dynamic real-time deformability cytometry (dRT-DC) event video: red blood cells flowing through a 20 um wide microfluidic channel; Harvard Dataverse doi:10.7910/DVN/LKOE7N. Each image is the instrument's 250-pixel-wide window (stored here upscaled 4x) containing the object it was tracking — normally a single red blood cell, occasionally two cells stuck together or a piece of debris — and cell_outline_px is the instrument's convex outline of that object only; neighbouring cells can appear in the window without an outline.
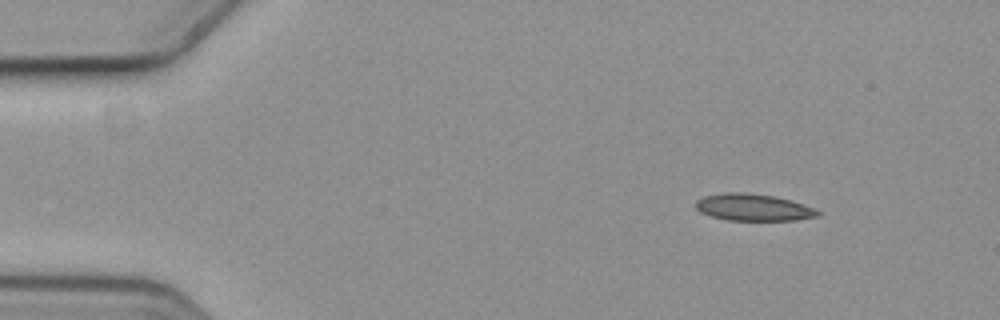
{"species": "common noctule bat (a hibernating species)", "species_latin": "Nyctalus noctula", "temperature_condition": "cold", "stored_images_in_passage": 9, "camera_frame_rate_fps": 3000, "um_per_image_px": 0.085, "animal": {"sex": "female", "body_mass_g": 19.3, "forearm_length_mm": 54.1}, "frame": {"image": 1, "passage_image": 1, "time_ms": 0.0, "image_size_px": [1000, 320], "cell_outline_px": [[820, 216], [796, 220], [728, 220], [712, 216], [700, 212], [696, 208], [696, 200], [704, 196], [728, 192], [744, 192], [776, 196], [792, 200], [804, 204], [820, 212]], "centroid_in_image_um": [64.05, 17.62], "position_along_channel_um": 21.0, "area_um2": 19.13}}
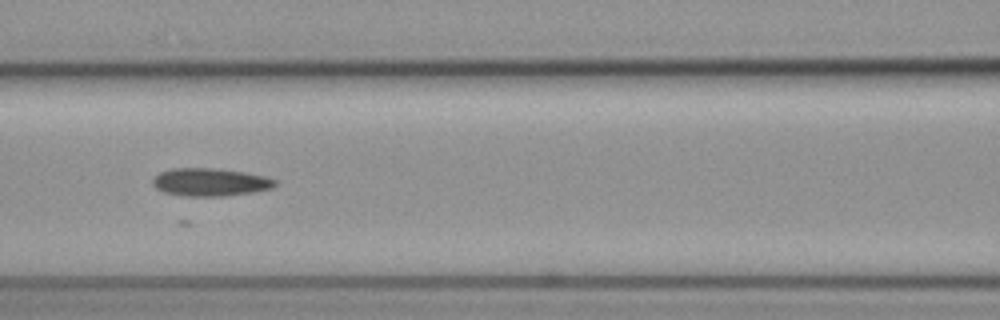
{"frame": {"image": 2, "passage_image": 5, "time_ms": 1.333, "image_size_px": [1000, 320], "cell_outline_px": [[276, 184], [272, 188], [252, 192], [224, 196], [184, 196], [164, 192], [156, 188], [152, 184], [152, 180], [160, 172], [172, 168], [212, 168], [244, 172], [268, 176], [276, 180]], "centroid_in_image_um": [17.87, 15.48], "position_along_channel_um": 148.7, "area_um2": 19.88}}
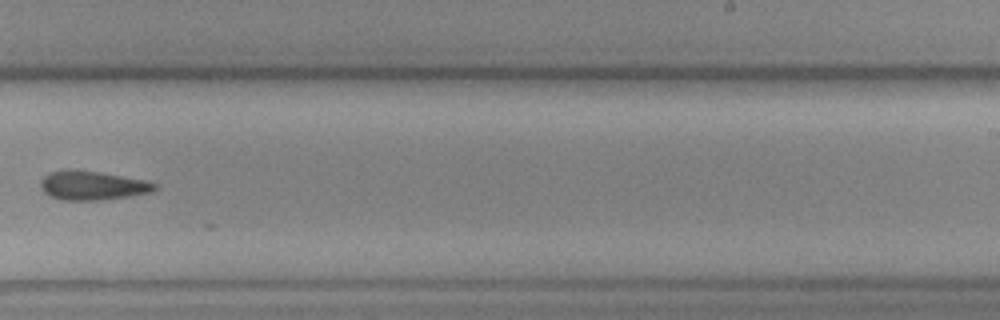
{"frame": {"image": 3, "passage_image": 8, "time_ms": 2.333, "image_size_px": [1000, 320], "cell_outline_px": [[156, 188], [152, 192], [128, 196], [100, 200], [60, 200], [44, 192], [40, 188], [40, 180], [48, 172], [68, 168], [96, 172], [144, 180], [156, 184]], "centroid_in_image_um": [7.78, 15.76], "position_along_channel_um": 281.2, "area_um2": 19.19}}